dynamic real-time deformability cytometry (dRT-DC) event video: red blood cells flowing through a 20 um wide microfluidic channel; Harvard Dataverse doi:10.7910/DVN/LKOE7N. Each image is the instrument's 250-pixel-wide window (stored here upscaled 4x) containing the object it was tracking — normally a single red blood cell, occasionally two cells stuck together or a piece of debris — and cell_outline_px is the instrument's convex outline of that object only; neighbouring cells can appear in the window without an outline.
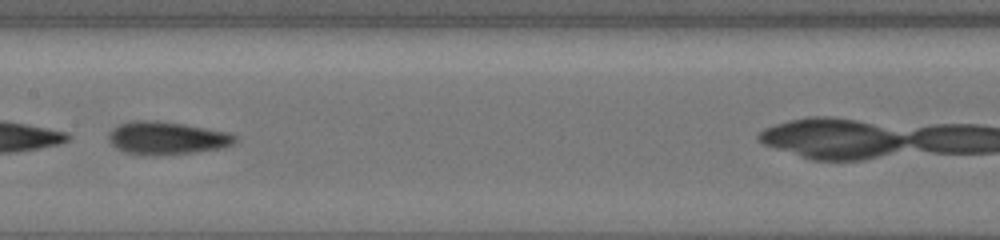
{"species": "common noctule bat (a hibernating species)", "species_latin": "Nyctalus noctula", "temperature_condition": "cold", "stored_images_in_passage": 29, "camera_frame_rate_fps": 3000, "um_per_image_px": 0.085, "animal": {"sex": "female", "body_mass_g": 19.5, "forearm_length_mm": 54.1}, "frame": {"image": 1, "passage_image": 13, "time_ms": 4.0, "image_size_px": [1000, 240], "cell_outline_px": [[236, 140], [232, 144], [224, 148], [196, 152], [156, 156], [124, 152], [116, 148], [108, 140], [108, 132], [112, 128], [120, 124], [136, 120], [156, 120], [228, 132], [236, 136]], "centroid_in_image_um": [14.15, 11.75], "position_along_channel_um": 193.3, "area_um2": 24.22}}